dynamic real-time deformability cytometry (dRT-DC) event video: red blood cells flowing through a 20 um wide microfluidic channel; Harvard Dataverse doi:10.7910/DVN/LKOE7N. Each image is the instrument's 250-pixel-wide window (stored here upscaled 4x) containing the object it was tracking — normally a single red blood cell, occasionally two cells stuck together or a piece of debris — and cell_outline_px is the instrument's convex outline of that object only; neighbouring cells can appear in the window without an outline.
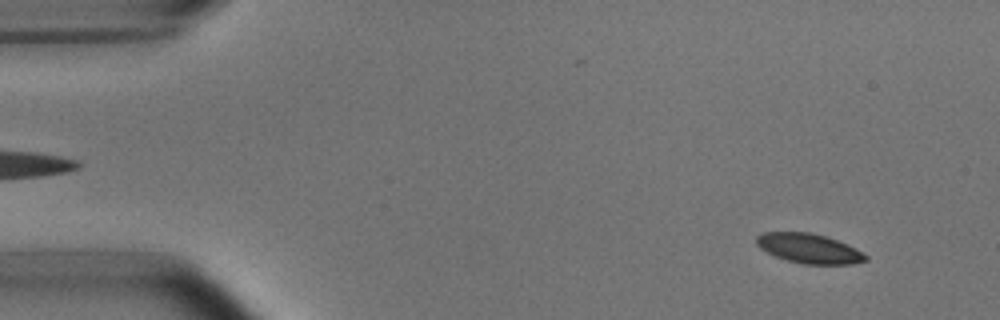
{"species": "common noctule bat (a hibernating species)", "species_latin": "Nyctalus noctula", "temperature_condition": "room temperature", "stored_images_in_passage": 52, "camera_frame_rate_fps": 3000, "um_per_image_px": 0.085, "animal": {"sex": "male", "body_mass_g": 15.6}, "frame": {"image": 1, "passage_image": 3, "time_ms": 0.667, "image_size_px": [1000, 320], "cell_outline_px": [[868, 260], [852, 264], [804, 264], [788, 260], [776, 256], [760, 248], [756, 244], [756, 236], [764, 232], [808, 232], [824, 236], [836, 240], [856, 248], [868, 256]], "centroid_in_image_um": [68.77, 21.12], "position_along_channel_um": 16.2, "area_um2": 18.67}}
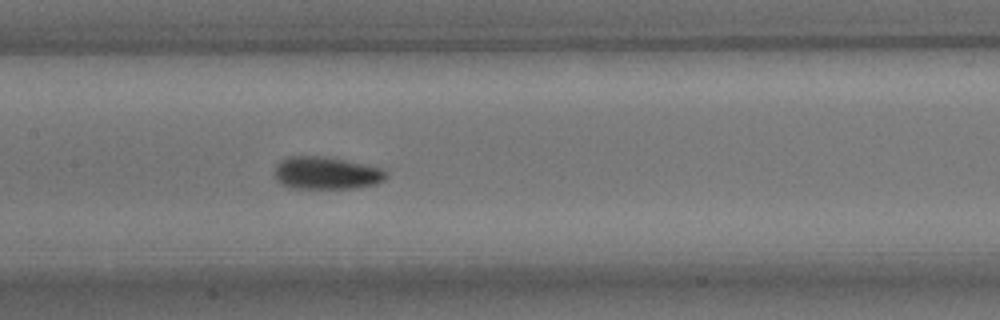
{"frame": {"image": 2, "passage_image": 24, "time_ms": 7.667, "image_size_px": [1000, 320], "cell_outline_px": [[388, 176], [384, 180], [376, 184], [356, 188], [288, 188], [280, 184], [276, 180], [272, 172], [276, 164], [280, 160], [288, 156], [324, 156], [364, 164], [380, 168], [388, 172]], "centroid_in_image_um": [27.68, 14.71], "position_along_channel_um": 179.7, "area_um2": 21.5}}
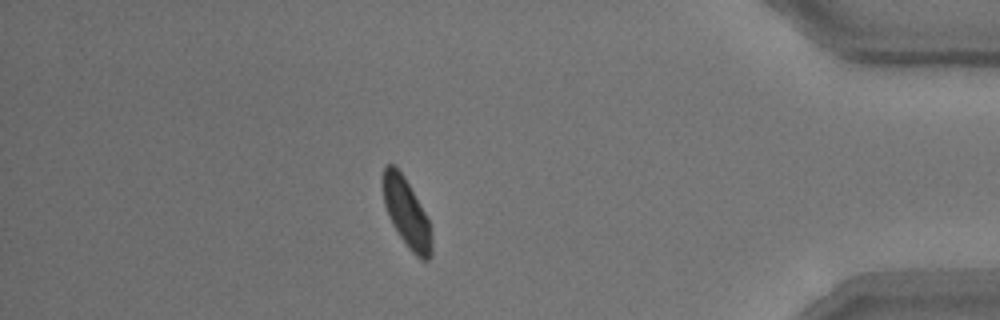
{"frame": {"image": 3, "passage_image": 45, "time_ms": 14.667, "image_size_px": [1000, 320], "cell_outline_px": [[432, 256], [428, 260], [420, 260], [408, 248], [392, 224], [388, 216], [384, 204], [380, 180], [380, 176], [384, 168], [388, 164], [392, 164], [404, 176], [424, 212], [428, 220], [432, 240]], "centroid_in_image_um": [34.52, 18.09], "position_along_channel_um": 400.7, "area_um2": 19.59}, "authors_computed_cell_mechanics": {"area_um2": 19.9699, "velocity_mm_per_s": 3.7342, "shape_relaxation_time_tau1_ms": 3.0915, "shape_relaxation_time_tau2_ms": 3.7632, "deformation_change_tau1": 0.0856, "deformation_change_tau2": 0.0689}}